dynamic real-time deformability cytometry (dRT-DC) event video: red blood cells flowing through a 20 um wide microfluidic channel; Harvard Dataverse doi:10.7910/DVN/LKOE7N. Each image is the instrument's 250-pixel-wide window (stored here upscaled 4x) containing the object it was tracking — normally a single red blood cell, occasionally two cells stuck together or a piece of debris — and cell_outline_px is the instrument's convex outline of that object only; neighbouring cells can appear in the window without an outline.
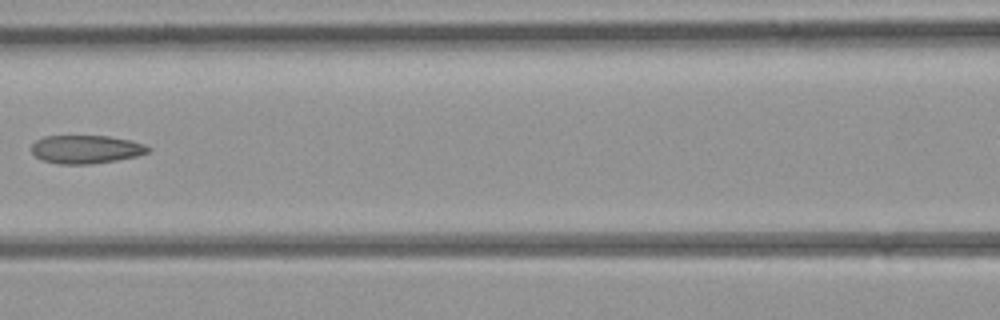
{"species": "common noctule bat (a hibernating species)", "species_latin": "Nyctalus noctula", "temperature_condition": "room temperature", "stored_images_in_passage": 7, "camera_frame_rate_fps": 3000, "um_per_image_px": 0.085, "animal": {"sex": "female", "body_mass_g": 21.9}, "frame": {"image": 1, "passage_image": 6, "time_ms": 5.667, "image_size_px": [1000, 320], "cell_outline_px": [[152, 148], [148, 152], [136, 156], [116, 160], [92, 164], [56, 164], [44, 160], [36, 156], [32, 152], [32, 144], [36, 140], [44, 136], [108, 136], [132, 140], [144, 144]], "centroid_in_image_um": [7.32, 12.69], "position_along_channel_um": 159.3, "area_um2": 19.25}}